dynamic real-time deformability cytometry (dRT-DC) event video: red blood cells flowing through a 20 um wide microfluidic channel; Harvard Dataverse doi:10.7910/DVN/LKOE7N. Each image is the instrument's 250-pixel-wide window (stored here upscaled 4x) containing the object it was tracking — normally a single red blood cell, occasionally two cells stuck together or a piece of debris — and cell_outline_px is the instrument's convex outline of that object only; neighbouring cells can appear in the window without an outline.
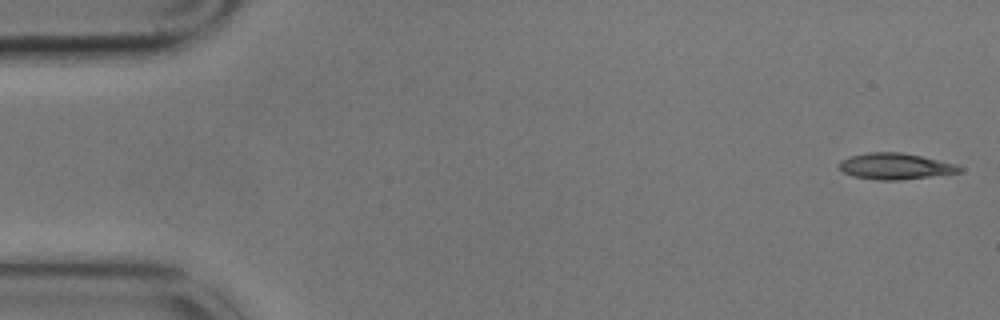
{"species": "common noctule bat (a hibernating species)", "species_latin": "Nyctalus noctula", "temperature_condition": "cold", "stored_images_in_passage": 6, "camera_frame_rate_fps": 3000, "um_per_image_px": 0.085, "animal": {"sex": "male", "body_mass_g": 17.9}, "frame": {"image": 1, "passage_image": 1, "time_ms": 0.0, "image_size_px": [1000, 320], "cell_outline_px": [[964, 168], [960, 172], [900, 180], [876, 180], [852, 176], [844, 172], [836, 164], [840, 160], [848, 156], [868, 152], [900, 152], [920, 156], [956, 164]], "centroid_in_image_um": [76.03, 14.13], "position_along_channel_um": 9.0, "area_um2": 18.38}}